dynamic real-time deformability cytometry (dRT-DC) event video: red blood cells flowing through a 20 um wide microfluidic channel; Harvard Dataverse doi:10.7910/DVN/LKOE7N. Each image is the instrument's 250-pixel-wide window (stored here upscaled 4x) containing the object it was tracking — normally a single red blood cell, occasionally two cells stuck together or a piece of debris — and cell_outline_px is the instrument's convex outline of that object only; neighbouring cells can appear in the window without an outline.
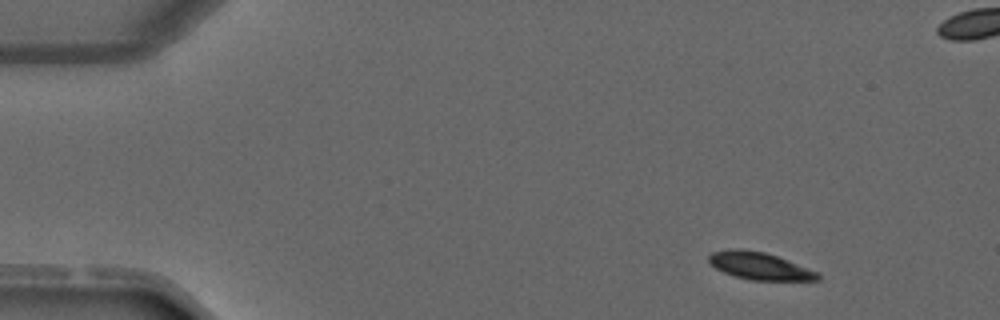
{"species": "common noctule bat (a hibernating species)", "species_latin": "Nyctalus noctula", "temperature_condition": "warm", "stored_images_in_passage": 3, "camera_frame_rate_fps": 3000, "um_per_image_px": 0.085, "animal": {"sex": "male", "forearm_length_mm": 52.5}, "frame": {"image": 1, "passage_image": 1, "time_ms": 0.0, "image_size_px": [1000, 320], "cell_outline_px": [[820, 280], [748, 280], [724, 272], [716, 268], [708, 260], [708, 256], [712, 252], [728, 248], [744, 248], [764, 252], [776, 256], [820, 272]], "centroid_in_image_um": [64.56, 22.59], "position_along_channel_um": 20.4, "area_um2": 17.4}}